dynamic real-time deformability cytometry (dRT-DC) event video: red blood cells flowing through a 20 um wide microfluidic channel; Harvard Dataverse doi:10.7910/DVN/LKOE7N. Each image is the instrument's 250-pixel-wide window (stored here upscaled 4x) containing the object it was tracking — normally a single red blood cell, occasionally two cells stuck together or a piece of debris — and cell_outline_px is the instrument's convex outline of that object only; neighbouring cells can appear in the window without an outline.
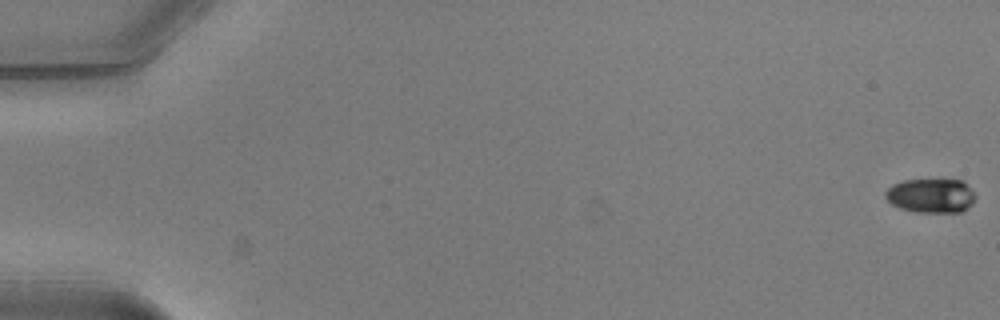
{"species": "common noctule bat (a hibernating species)", "species_latin": "Nyctalus noctula", "temperature_condition": "warm", "stored_images_in_passage": 53, "camera_frame_rate_fps": 3000, "um_per_image_px": 0.085, "animal": {"sex": "male", "body_mass_g": 20.5, "forearm_length_mm": 52.5}, "frame": {"image": 1, "passage_image": 1, "time_ms": 0.0, "image_size_px": [1000, 320], "cell_outline_px": [[976, 196], [972, 204], [968, 208], [960, 212], [916, 212], [900, 208], [892, 204], [884, 196], [884, 192], [892, 184], [904, 180], [960, 180]], "centroid_in_image_um": [79.09, 16.64], "position_along_channel_um": 5.9, "area_um2": 17.8}}
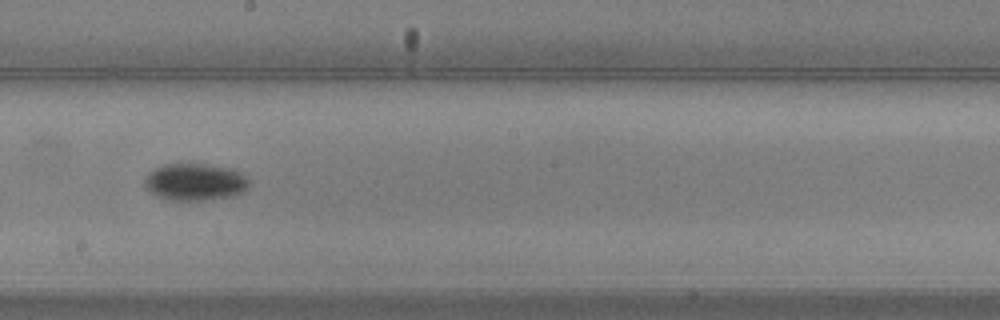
{"frame": {"image": 2, "passage_image": 31, "time_ms": 10.0, "image_size_px": [1000, 320], "cell_outline_px": [[248, 188], [244, 192], [236, 196], [212, 200], [168, 200], [156, 196], [144, 184], [144, 180], [156, 168], [164, 164], [188, 160], [232, 168], [240, 172], [248, 180]], "centroid_in_image_um": [16.62, 15.43], "position_along_channel_um": 231.6, "area_um2": 23.35}}
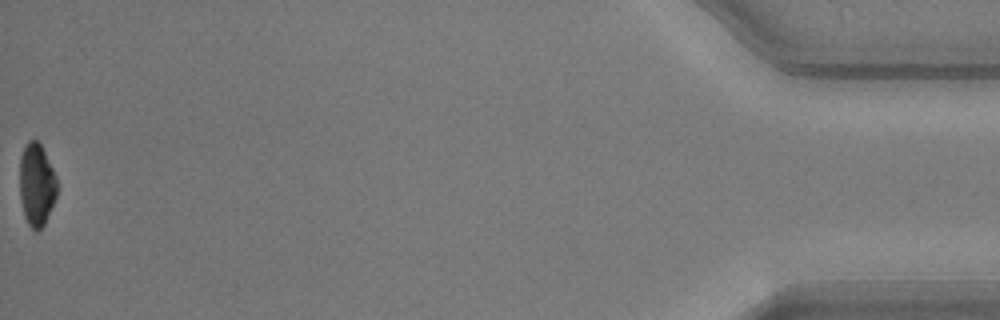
{"frame": {"image": 3, "passage_image": 53, "time_ms": 17.333, "image_size_px": [1000, 320], "cell_outline_px": [[56, 196], [44, 224], [36, 232], [28, 224], [24, 216], [20, 200], [20, 156], [28, 140], [36, 140], [40, 144], [56, 176]], "centroid_in_image_um": [3.09, 15.71], "position_along_channel_um": 432.1, "area_um2": 17.69}, "authors_computed_cell_mechanics": {"area_um2": 19.8254, "velocity_mm_per_s": 4.0061, "shape_relaxation_time_tau1_ms": 1.3813, "shape_relaxation_time_tau2_ms": null, "deformation_change_tau1": 0.1102, "deformation_change_tau2": null}}